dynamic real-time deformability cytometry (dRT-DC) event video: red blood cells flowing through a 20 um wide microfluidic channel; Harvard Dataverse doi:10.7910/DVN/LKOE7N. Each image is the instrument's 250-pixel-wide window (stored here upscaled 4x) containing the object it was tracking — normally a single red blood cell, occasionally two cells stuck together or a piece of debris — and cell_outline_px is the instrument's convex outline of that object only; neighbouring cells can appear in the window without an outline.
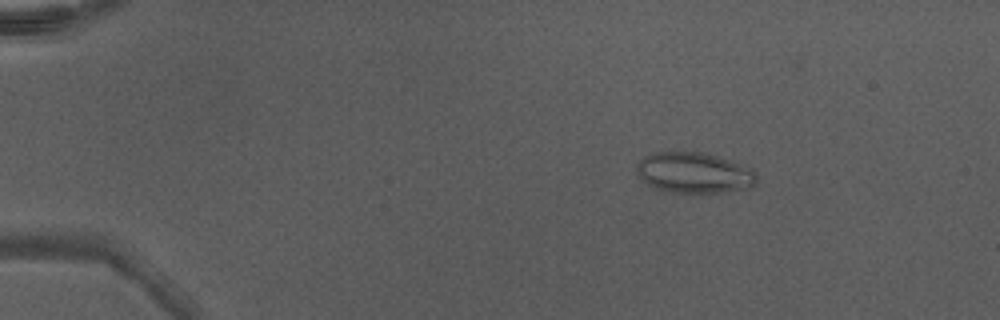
{"species": "Egyptian fruit bat (a non-hibernating species)", "species_latin": "Rousettus aegyptiacus", "temperature_condition": "warm", "stored_images_in_passage": 49, "camera_frame_rate_fps": 3000, "um_per_image_px": 0.085, "animal": {"sex": "male"}, "frame": {"image": 1, "passage_image": 8, "time_ms": 2.333, "image_size_px": [1000, 320], "cell_outline_px": [[756, 184], [752, 188], [724, 192], [672, 192], [656, 188], [640, 180], [636, 172], [636, 164], [644, 156], [652, 152], [700, 152], [716, 156], [752, 168], [756, 172]], "centroid_in_image_um": [58.99, 14.69], "position_along_channel_um": 26.0, "area_um2": 28.55}}
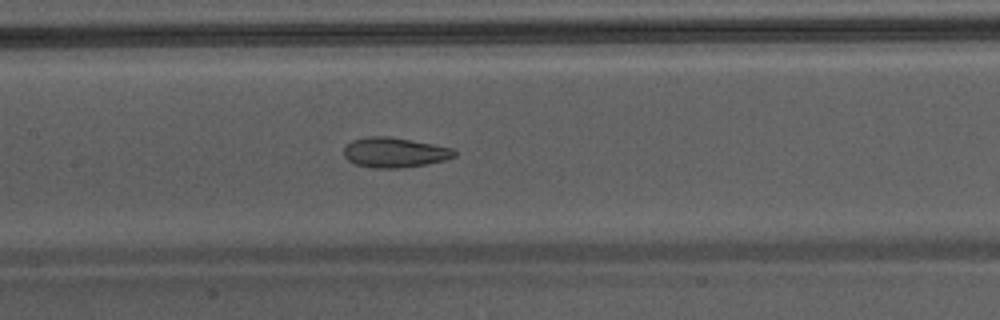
{"frame": {"image": 2, "passage_image": 25, "time_ms": 8.0, "image_size_px": [1000, 320], "cell_outline_px": [[456, 156], [444, 160], [424, 164], [400, 168], [372, 168], [356, 164], [348, 160], [344, 156], [344, 148], [352, 140], [368, 136], [388, 136], [432, 144], [452, 148], [456, 152]], "centroid_in_image_um": [33.51, 12.96], "position_along_channel_um": 173.9, "area_um2": 19.13}}
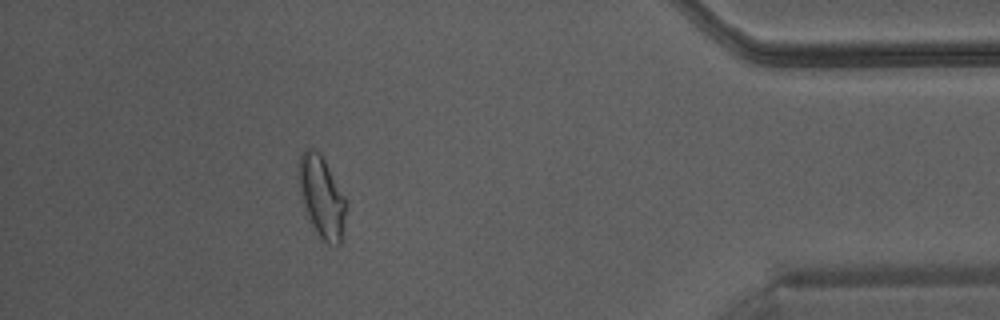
{"frame": {"image": 3, "passage_image": 44, "time_ms": 14.333, "image_size_px": [1000, 320], "cell_outline_px": [[344, 220], [340, 244], [324, 244], [308, 220], [300, 196], [296, 176], [300, 156], [308, 148], [312, 148], [320, 152], [344, 196]], "centroid_in_image_um": [27.27, 16.73], "position_along_channel_um": 407.9, "area_um2": 22.43}, "authors_computed_cell_mechanics": {"area_um2": 22.4264, "velocity_mm_per_s": 4.3481, "shape_relaxation_time_tau1_ms": null, "shape_relaxation_time_tau2_ms": 1.7125, "deformation_change_tau1": null, "deformation_change_tau2": 0.0831}}